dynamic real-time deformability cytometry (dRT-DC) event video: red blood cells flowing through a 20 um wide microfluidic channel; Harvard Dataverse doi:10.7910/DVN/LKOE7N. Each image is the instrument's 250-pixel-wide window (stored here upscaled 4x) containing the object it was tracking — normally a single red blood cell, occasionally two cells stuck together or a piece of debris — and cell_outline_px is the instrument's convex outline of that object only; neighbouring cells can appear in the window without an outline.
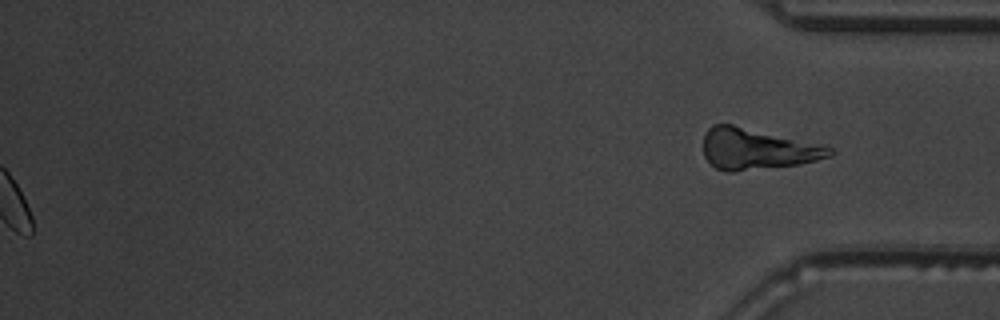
{"species": "common noctule bat (a hibernating species)", "species_latin": "Nyctalus noctula", "temperature_condition": "warm", "stored_images_in_passage": 50, "segment_of_instrument_passage": [2, 2], "camera_frame_rate_fps": 3000, "um_per_image_px": 0.085, "animal": {"sex": "male", "body_mass_g": 19.5, "forearm_length_mm": 54.6}, "frame": {"image": 1, "passage_image": 50, "time_ms": 16.333, "image_size_px": [1000, 320], "cell_outline_px": [[836, 152], [832, 156], [800, 164], [732, 172], [724, 172], [716, 168], [704, 156], [704, 132], [712, 124], [732, 124], [828, 144]], "centroid_in_image_um": [64.43, 12.65], "position_along_channel_um": 370.8, "area_um2": 30.98}}